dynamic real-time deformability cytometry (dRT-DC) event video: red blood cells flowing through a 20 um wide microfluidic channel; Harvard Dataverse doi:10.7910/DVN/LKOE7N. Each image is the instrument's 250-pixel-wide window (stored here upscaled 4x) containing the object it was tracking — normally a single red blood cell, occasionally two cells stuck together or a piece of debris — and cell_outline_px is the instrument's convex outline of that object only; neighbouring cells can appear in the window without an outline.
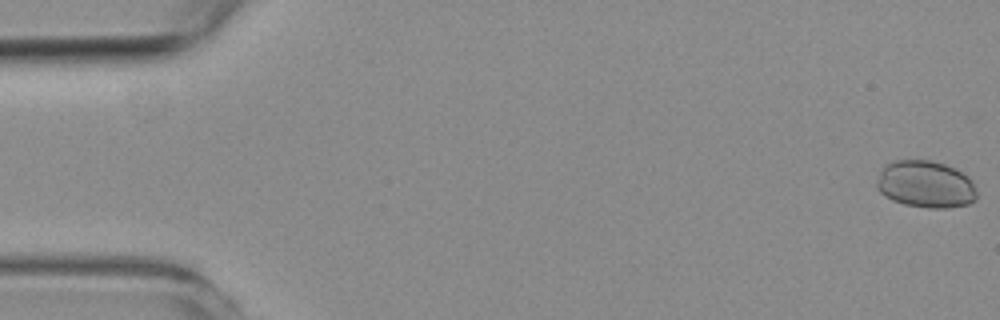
{"species": "common noctule bat (a hibernating species)", "species_latin": "Nyctalus noctula", "temperature_condition": "room temperature", "stored_images_in_passage": 55, "camera_frame_rate_fps": 3000, "um_per_image_px": 0.085, "animal": {"sex": "female", "body_mass_g": 19.3, "forearm_length_mm": 54.1}, "frame": {"image": 1, "passage_image": 1, "time_ms": 0.0, "image_size_px": [1000, 320], "cell_outline_px": [[976, 200], [968, 204], [948, 208], [928, 208], [904, 204], [892, 200], [884, 196], [876, 188], [876, 180], [880, 168], [884, 164], [896, 160], [928, 160], [944, 164], [956, 168], [968, 176], [972, 180], [976, 192]], "centroid_in_image_um": [78.65, 15.66], "position_along_channel_um": 6.4, "area_um2": 27.86}}
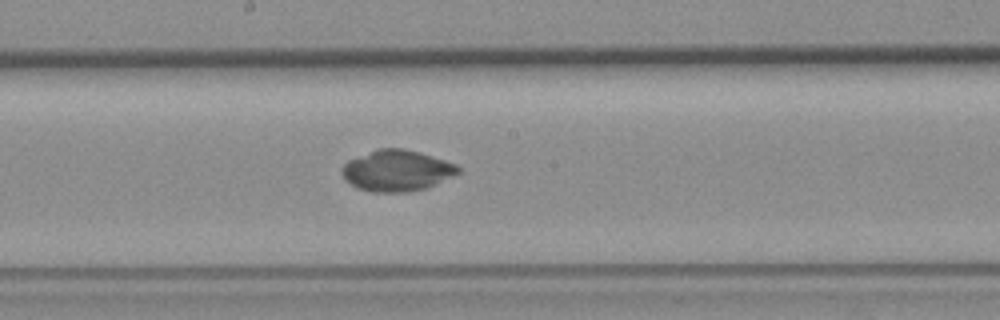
{"frame": {"image": 2, "passage_image": 29, "time_ms": 9.333, "image_size_px": [1000, 320], "cell_outline_px": [[460, 172], [428, 188], [408, 192], [372, 192], [356, 188], [344, 180], [340, 172], [344, 164], [348, 160], [376, 148], [404, 148], [444, 160], [456, 164], [460, 168]], "centroid_in_image_um": [33.68, 14.51], "position_along_channel_um": 214.5, "area_um2": 28.03}}
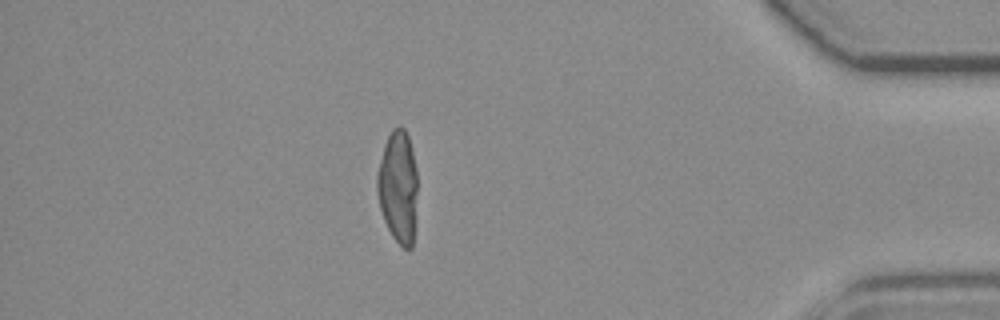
{"frame": {"image": 3, "passage_image": 48, "time_ms": 15.667, "image_size_px": [1000, 320], "cell_outline_px": [[416, 224], [412, 248], [404, 248], [392, 236], [384, 220], [380, 208], [376, 188], [376, 176], [384, 144], [392, 128], [400, 124], [404, 128], [408, 136], [412, 148], [416, 172]], "centroid_in_image_um": [33.84, 15.87], "position_along_channel_um": 401.4, "area_um2": 26.65}, "authors_computed_cell_mechanics": {"area_um2": 27.6862, "velocity_mm_per_s": 3.6757, "shape_relaxation_time_tau1_ms": null, "shape_relaxation_time_tau2_ms": 1.3303, "deformation_change_tau1": null, "deformation_change_tau2": 0.0261}}